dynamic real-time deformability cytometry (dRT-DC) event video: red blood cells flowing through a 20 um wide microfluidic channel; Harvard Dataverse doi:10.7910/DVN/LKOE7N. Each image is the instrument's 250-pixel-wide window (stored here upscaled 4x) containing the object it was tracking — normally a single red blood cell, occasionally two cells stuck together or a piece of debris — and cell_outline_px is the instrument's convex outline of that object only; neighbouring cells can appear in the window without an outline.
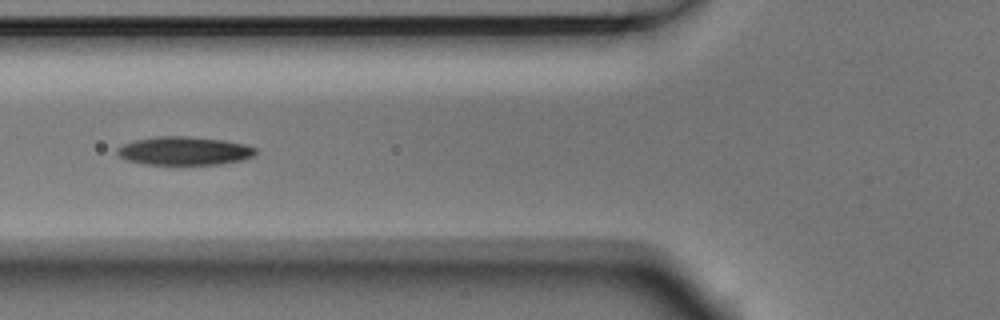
{"species": "Egyptian fruit bat (a non-hibernating species)", "species_latin": "Rousettus aegyptiacus", "temperature_condition": "room temperature", "stored_images_in_passage": 11, "camera_frame_rate_fps": 3000, "um_per_image_px": 0.085, "animal": {"sex": "male"}, "frame": {"image": 1, "passage_image": 6, "time_ms": 1.667, "image_size_px": [1000, 320], "cell_outline_px": [[256, 152], [252, 156], [240, 160], [220, 164], [144, 164], [128, 160], [120, 156], [116, 152], [116, 148], [124, 144], [136, 140], [156, 136], [188, 136], [224, 140], [244, 144], [256, 148]], "centroid_in_image_um": [15.65, 12.81], "position_along_channel_um": 110.2, "area_um2": 22.72}}
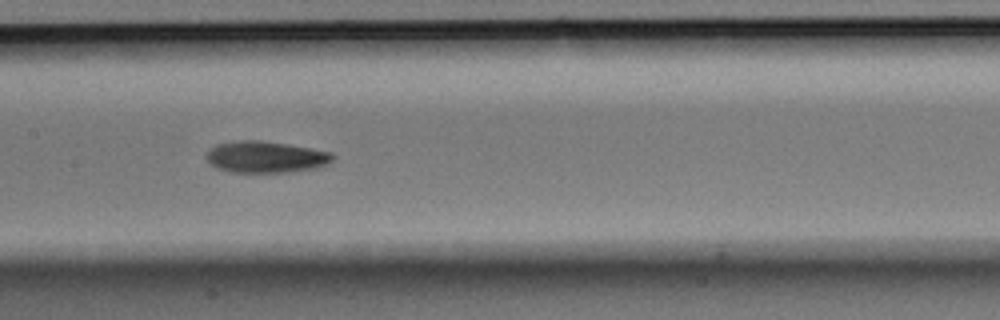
{"frame": {"image": 2, "passage_image": 8, "time_ms": 2.333, "image_size_px": [1000, 320], "cell_outline_px": [[336, 156], [332, 160], [316, 168], [288, 172], [232, 172], [216, 168], [204, 156], [216, 144], [236, 140], [260, 140], [288, 144], [332, 152]], "centroid_in_image_um": [22.58, 13.33], "position_along_channel_um": 184.8, "area_um2": 23.18}}
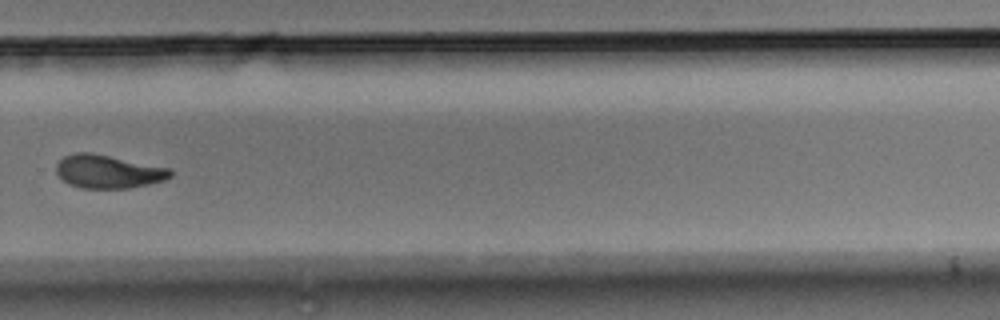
{"frame": {"image": 3, "passage_image": 11, "time_ms": 3.333, "image_size_px": [1000, 320], "cell_outline_px": [[172, 176], [164, 180], [148, 184], [128, 188], [84, 188], [68, 184], [56, 172], [56, 164], [64, 156], [76, 152], [92, 152], [168, 168], [172, 172]], "centroid_in_image_um": [9.17, 14.57], "position_along_channel_um": 320.6, "area_um2": 21.96}}